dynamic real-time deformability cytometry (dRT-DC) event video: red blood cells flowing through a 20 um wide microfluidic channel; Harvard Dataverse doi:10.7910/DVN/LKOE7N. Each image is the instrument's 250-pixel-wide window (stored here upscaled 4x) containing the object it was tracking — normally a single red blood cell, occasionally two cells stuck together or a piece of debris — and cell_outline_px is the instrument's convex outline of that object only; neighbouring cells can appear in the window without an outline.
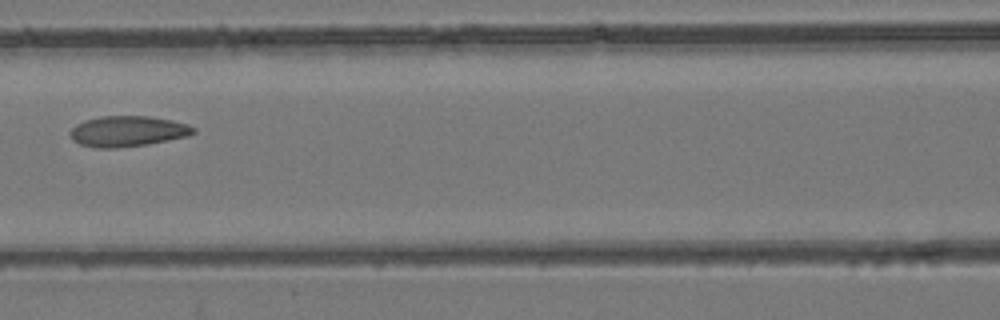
{"species": "common noctule bat (a hibernating species)", "species_latin": "Nyctalus noctula", "temperature_condition": "room temperature", "stored_images_in_passage": 7, "camera_frame_rate_fps": 3000, "um_per_image_px": 0.085, "animal": {"sex": "female", "body_mass_g": 24.6, "forearm_length_mm": 56.2}, "frame": {"image": 1, "passage_image": 7, "time_ms": 7.0, "image_size_px": [1000, 320], "cell_outline_px": [[196, 132], [188, 136], [148, 144], [116, 148], [96, 148], [80, 144], [72, 140], [68, 132], [76, 124], [84, 120], [100, 116], [148, 116], [172, 120], [188, 124], [196, 128]], "centroid_in_image_um": [10.84, 11.15], "position_along_channel_um": 155.8, "area_um2": 22.2}}